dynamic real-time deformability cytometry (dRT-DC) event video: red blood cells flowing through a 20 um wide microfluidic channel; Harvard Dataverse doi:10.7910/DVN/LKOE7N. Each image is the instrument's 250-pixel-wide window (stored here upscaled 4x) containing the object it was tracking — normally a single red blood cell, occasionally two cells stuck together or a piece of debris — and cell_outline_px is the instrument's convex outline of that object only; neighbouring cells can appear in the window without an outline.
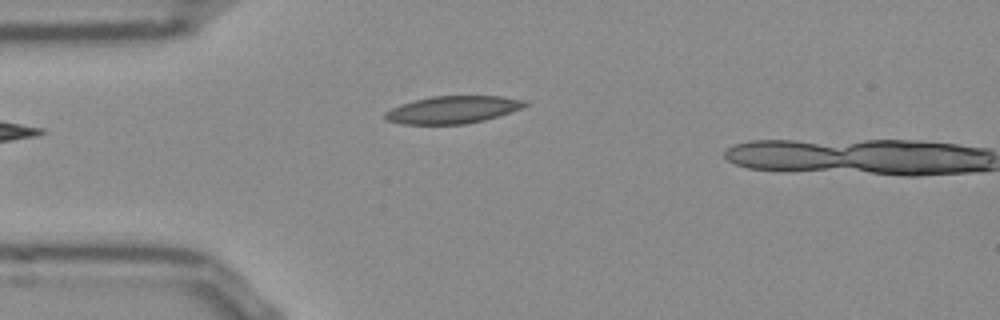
{"species": "Egyptian fruit bat (a non-hibernating species)", "species_latin": "Rousettus aegyptiacus", "temperature_condition": "room temperature", "stored_images_in_passage": 2, "camera_frame_rate_fps": 3000, "um_per_image_px": 0.085, "frame": {"image": 1, "passage_image": 1, "time_ms": 0.0, "image_size_px": [1000, 320], "cell_outline_px": [[528, 104], [520, 108], [484, 120], [464, 124], [404, 124], [388, 120], [384, 116], [384, 112], [400, 104], [432, 96], [504, 96], [528, 100]], "centroid_in_image_um": [38.49, 9.31], "position_along_channel_um": 46.5, "area_um2": 22.14}}